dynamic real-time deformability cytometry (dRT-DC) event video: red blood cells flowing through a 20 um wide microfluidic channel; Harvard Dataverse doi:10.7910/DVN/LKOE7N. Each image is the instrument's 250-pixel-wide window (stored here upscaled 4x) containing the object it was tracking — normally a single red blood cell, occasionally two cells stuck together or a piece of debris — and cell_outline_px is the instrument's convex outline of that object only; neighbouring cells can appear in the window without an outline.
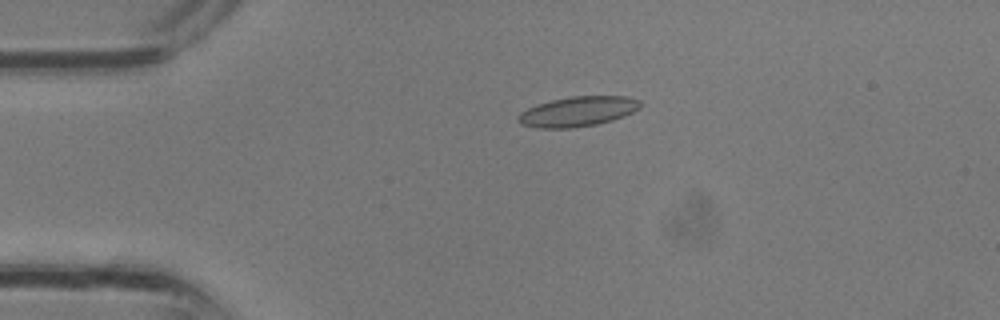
{"species": "common noctule bat (a hibernating species)", "species_latin": "Nyctalus noctula", "temperature_condition": "room temperature", "stored_images_in_passage": 2, "camera_frame_rate_fps": 3000, "um_per_image_px": 0.085, "animal": {"sex": "male", "body_mass_g": 13.3}, "frame": {"image": 1, "passage_image": 2, "time_ms": 0.333, "image_size_px": [1000, 320], "cell_outline_px": [[644, 104], [640, 108], [624, 116], [612, 120], [596, 124], [572, 128], [536, 128], [520, 124], [516, 120], [516, 116], [520, 112], [536, 104], [552, 100], [572, 96], [628, 96], [640, 100]], "centroid_in_image_um": [49.1, 9.47], "position_along_channel_um": 35.9, "area_um2": 21.56}}